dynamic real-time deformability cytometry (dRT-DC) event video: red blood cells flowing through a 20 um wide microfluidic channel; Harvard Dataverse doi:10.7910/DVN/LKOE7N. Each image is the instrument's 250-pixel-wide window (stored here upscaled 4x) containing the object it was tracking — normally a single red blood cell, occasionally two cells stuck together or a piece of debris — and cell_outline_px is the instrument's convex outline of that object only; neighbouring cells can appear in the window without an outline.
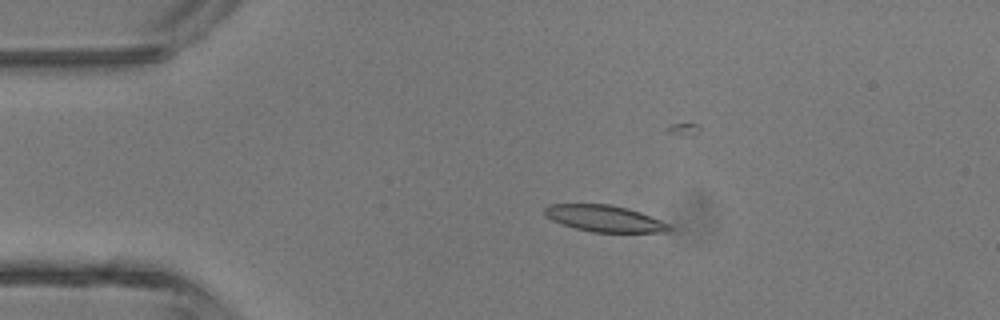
{"species": "common noctule bat (a hibernating species)", "species_latin": "Nyctalus noctula", "temperature_condition": "room temperature", "stored_images_in_passage": 4, "camera_frame_rate_fps": 3000, "um_per_image_px": 0.085, "animal": {"sex": "male", "body_mass_g": 13.3}, "frame": {"image": 1, "passage_image": 2, "time_ms": 1.333, "image_size_px": [1000, 320], "cell_outline_px": [[672, 228], [668, 232], [592, 232], [576, 228], [552, 220], [544, 212], [544, 208], [548, 204], [608, 204], [628, 208], [640, 212], [668, 224]], "centroid_in_image_um": [51.38, 18.57], "position_along_channel_um": 33.6, "area_um2": 18.96}}